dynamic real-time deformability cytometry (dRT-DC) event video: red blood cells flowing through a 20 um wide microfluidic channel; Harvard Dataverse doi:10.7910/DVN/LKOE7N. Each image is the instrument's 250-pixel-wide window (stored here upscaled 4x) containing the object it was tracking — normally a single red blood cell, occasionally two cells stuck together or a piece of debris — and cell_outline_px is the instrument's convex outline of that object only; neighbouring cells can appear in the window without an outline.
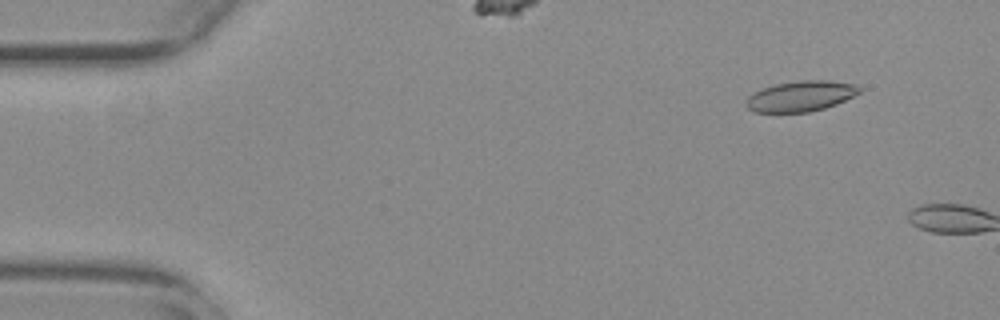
{"species": "common noctule bat (a hibernating species)", "species_latin": "Nyctalus noctula", "temperature_condition": "warm", "stored_images_in_passage": 7, "camera_frame_rate_fps": 3000, "um_per_image_px": 0.085, "animal": {"sex": "female", "body_mass_g": 29.2, "forearm_length_mm": 56.3}, "frame": {"image": 1, "passage_image": 6, "time_ms": 1.667, "image_size_px": [1000, 320], "cell_outline_px": [[860, 92], [836, 104], [824, 108], [808, 112], [752, 112], [744, 104], [748, 96], [764, 88], [776, 84], [800, 80], [828, 80], [856, 84], [860, 88]], "centroid_in_image_um": [68.05, 8.17], "position_along_channel_um": 17.0, "area_um2": 20.0}}